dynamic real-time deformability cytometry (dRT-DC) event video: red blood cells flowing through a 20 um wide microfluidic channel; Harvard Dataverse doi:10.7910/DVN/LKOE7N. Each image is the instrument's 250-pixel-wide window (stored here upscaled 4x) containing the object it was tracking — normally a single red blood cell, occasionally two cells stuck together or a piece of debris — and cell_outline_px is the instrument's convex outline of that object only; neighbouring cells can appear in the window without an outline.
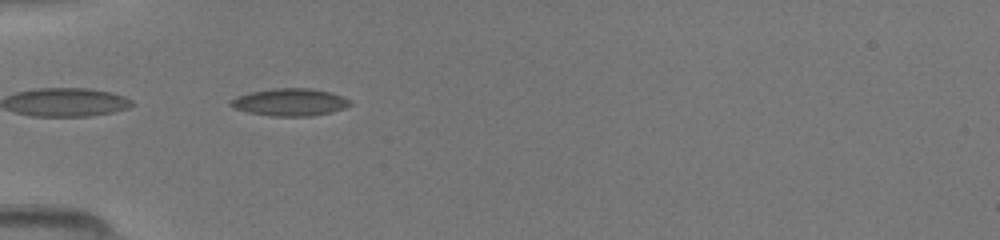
{"species": "common noctule bat (a hibernating species)", "species_latin": "Nyctalus noctula", "temperature_condition": "room temperature", "stored_images_in_passage": 5, "camera_frame_rate_fps": 3000, "um_per_image_px": 0.085, "animal": {"sex": "female", "body_mass_g": 19.5, "forearm_length_mm": 54.1}, "frame": {"image": 1, "passage_image": 2, "time_ms": 0.333, "image_size_px": [1000, 240], "cell_outline_px": [[352, 104], [344, 108], [332, 112], [312, 116], [272, 116], [248, 112], [232, 108], [228, 104], [228, 100], [236, 96], [252, 92], [272, 88], [312, 88], [332, 92], [352, 100]], "centroid_in_image_um": [24.64, 8.68], "position_along_channel_um": 60.4, "area_um2": 19.36}}